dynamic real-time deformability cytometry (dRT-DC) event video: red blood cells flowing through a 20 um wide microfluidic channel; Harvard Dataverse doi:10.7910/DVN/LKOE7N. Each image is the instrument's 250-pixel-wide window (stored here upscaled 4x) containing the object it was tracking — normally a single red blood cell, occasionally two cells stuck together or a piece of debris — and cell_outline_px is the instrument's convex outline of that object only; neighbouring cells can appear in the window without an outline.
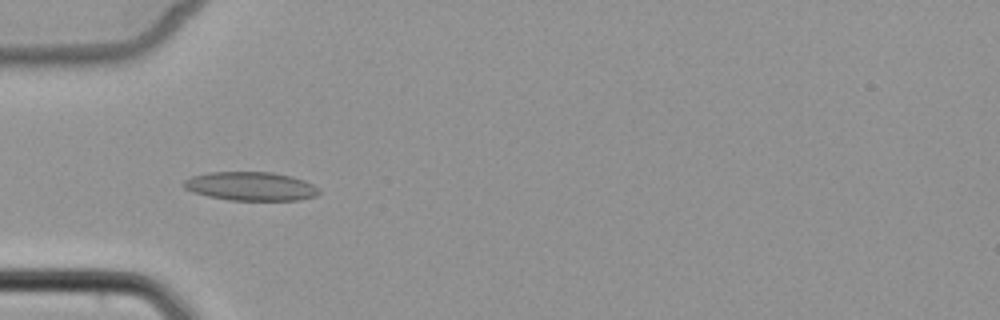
{"species": "common noctule bat (a hibernating species)", "species_latin": "Nyctalus noctula", "temperature_condition": "cold", "stored_images_in_passage": 5, "camera_frame_rate_fps": 3000, "um_per_image_px": 0.085, "animal": {"sex": "female", "body_mass_g": 22.7, "forearm_length_mm": 54.2}, "frame": {"image": 1, "passage_image": 4, "time_ms": 4.667, "image_size_px": [1000, 320], "cell_outline_px": [[320, 192], [316, 196], [300, 200], [228, 200], [208, 196], [192, 192], [184, 188], [180, 184], [184, 180], [192, 176], [208, 172], [272, 172], [292, 176], [304, 180], [320, 188]], "centroid_in_image_um": [21.3, 15.83], "position_along_channel_um": 63.7, "area_um2": 22.89}}
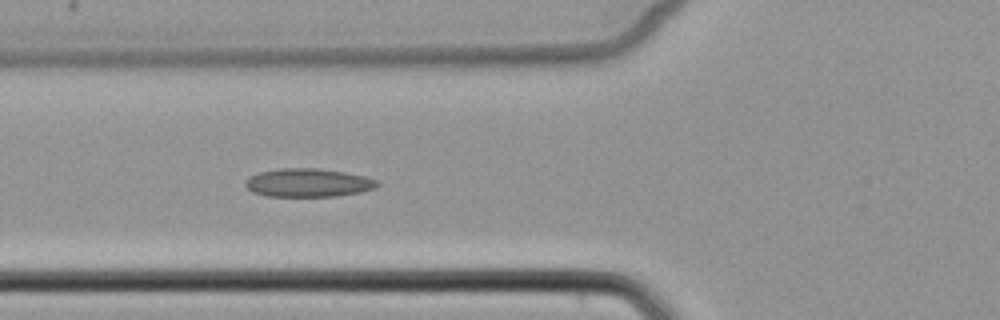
{"frame": {"image": 2, "passage_image": 5, "time_ms": 5.667, "image_size_px": [1000, 320], "cell_outline_px": [[380, 184], [376, 188], [360, 192], [336, 196], [268, 196], [252, 192], [244, 184], [244, 180], [248, 176], [260, 172], [280, 168], [320, 168], [344, 172], [364, 176], [376, 180]], "centroid_in_image_um": [26.17, 15.53], "position_along_channel_um": 99.6, "area_um2": 21.91}}